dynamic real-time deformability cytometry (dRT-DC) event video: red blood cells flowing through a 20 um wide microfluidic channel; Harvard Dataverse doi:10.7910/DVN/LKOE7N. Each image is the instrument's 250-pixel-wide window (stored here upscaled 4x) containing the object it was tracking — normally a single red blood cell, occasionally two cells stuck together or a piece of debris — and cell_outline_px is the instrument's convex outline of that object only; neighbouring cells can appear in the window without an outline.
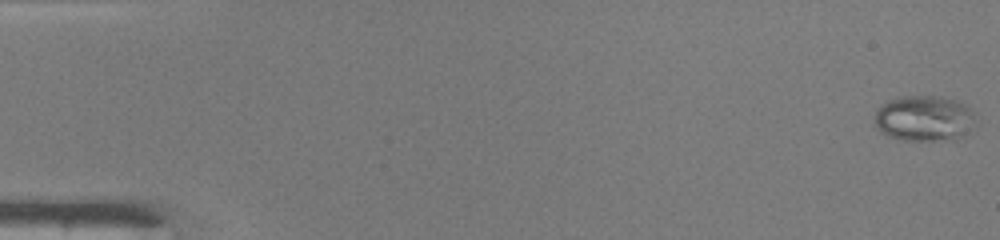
{"species": "common noctule bat (a hibernating species)", "species_latin": "Nyctalus noctula", "temperature_condition": "warm", "stored_images_in_passage": 48, "camera_frame_rate_fps": 3000, "um_per_image_px": 0.085, "animal": {"sex": "male", "body_mass_g": 19.0, "forearm_length_mm": 50.8}, "frame": {"image": 1, "passage_image": 1, "time_ms": 0.0, "image_size_px": [1000, 240], "cell_outline_px": [[980, 124], [976, 128], [956, 140], [900, 140], [888, 136], [880, 132], [872, 124], [876, 112], [880, 104], [888, 100], [900, 96], [940, 96], [956, 100], [968, 104], [976, 112]], "centroid_in_image_um": [78.64, 10.07], "position_along_channel_um": 6.4, "area_um2": 28.26}}
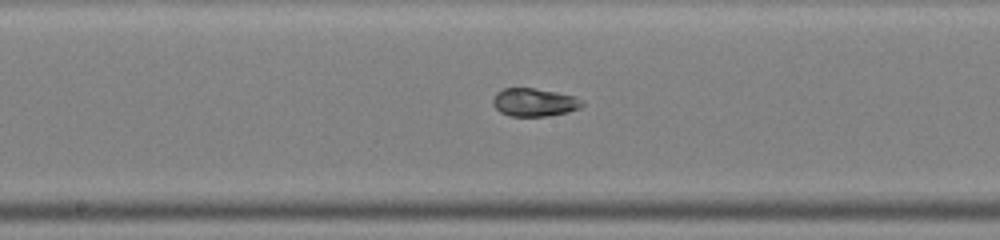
{"frame": {"image": 2, "passage_image": 26, "time_ms": 8.333, "image_size_px": [1000, 240], "cell_outline_px": [[584, 104], [580, 108], [568, 112], [548, 116], [512, 116], [500, 112], [496, 108], [492, 100], [496, 92], [504, 88], [532, 88], [556, 92], [576, 96], [584, 100]], "centroid_in_image_um": [45.45, 8.69], "position_along_channel_um": 202.8, "area_um2": 14.68}}
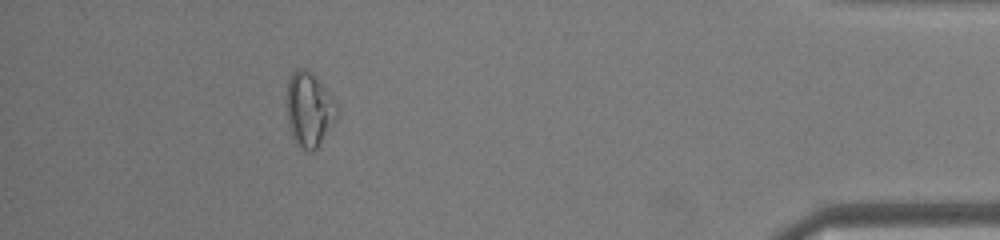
{"frame": {"image": 3, "passage_image": 44, "time_ms": 14.333, "image_size_px": [1000, 240], "cell_outline_px": [[336, 120], [316, 148], [312, 152], [308, 152], [300, 148], [296, 144], [292, 136], [288, 124], [284, 104], [288, 76], [296, 68], [304, 68], [312, 72], [316, 76], [336, 100]], "centroid_in_image_um": [26.22, 9.26], "position_along_channel_um": 409.0, "area_um2": 22.48}, "authors_computed_cell_mechanics": {"area_um2": 18.4671, "velocity_mm_per_s": 4.2572, "shape_relaxation_time_tau1_ms": null, "shape_relaxation_time_tau2_ms": 1.5192, "deformation_change_tau1": null, "deformation_change_tau2": 0.0415}}